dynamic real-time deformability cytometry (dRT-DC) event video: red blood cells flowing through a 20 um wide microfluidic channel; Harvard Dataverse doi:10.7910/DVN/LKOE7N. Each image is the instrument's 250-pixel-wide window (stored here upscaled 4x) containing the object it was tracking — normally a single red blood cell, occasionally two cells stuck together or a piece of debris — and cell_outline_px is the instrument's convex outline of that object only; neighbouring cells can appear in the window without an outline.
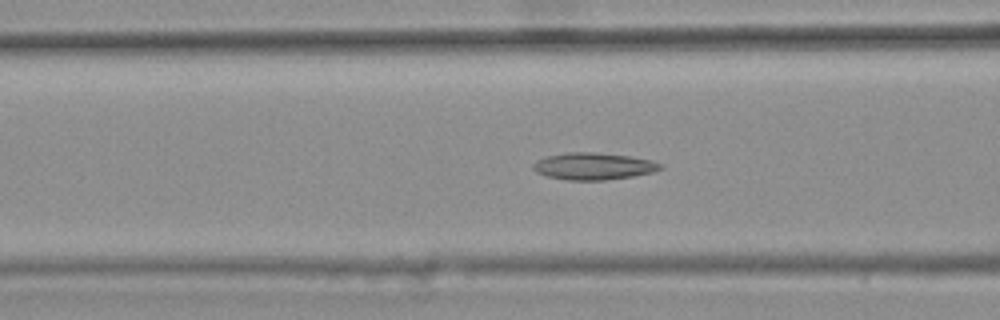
{"species": "common noctule bat (a hibernating species)", "species_latin": "Nyctalus noctula", "temperature_condition": "warm", "stored_images_in_passage": 49, "camera_frame_rate_fps": 3000, "um_per_image_px": 0.085, "animal": {"sex": "female", "body_mass_g": 25.1}, "frame": {"image": 1, "passage_image": 22, "time_ms": 7.0, "image_size_px": [1000, 320], "cell_outline_px": [[664, 168], [652, 172], [632, 176], [604, 180], [568, 180], [548, 176], [536, 172], [532, 168], [532, 164], [536, 160], [544, 156], [568, 152], [596, 152], [628, 156], [652, 160], [664, 164]], "centroid_in_image_um": [50.44, 14.12], "position_along_channel_um": 116.2, "area_um2": 20.11}, "authors_computed_cell_mechanics": {"area_um2": 18.9006, "velocity_mm_per_s": 3.6975, "shape_relaxation_time_tau1_ms": null, "shape_relaxation_time_tau2_ms": 2.6763, "deformation_change_tau1": null, "deformation_change_tau2": 0.1069}}